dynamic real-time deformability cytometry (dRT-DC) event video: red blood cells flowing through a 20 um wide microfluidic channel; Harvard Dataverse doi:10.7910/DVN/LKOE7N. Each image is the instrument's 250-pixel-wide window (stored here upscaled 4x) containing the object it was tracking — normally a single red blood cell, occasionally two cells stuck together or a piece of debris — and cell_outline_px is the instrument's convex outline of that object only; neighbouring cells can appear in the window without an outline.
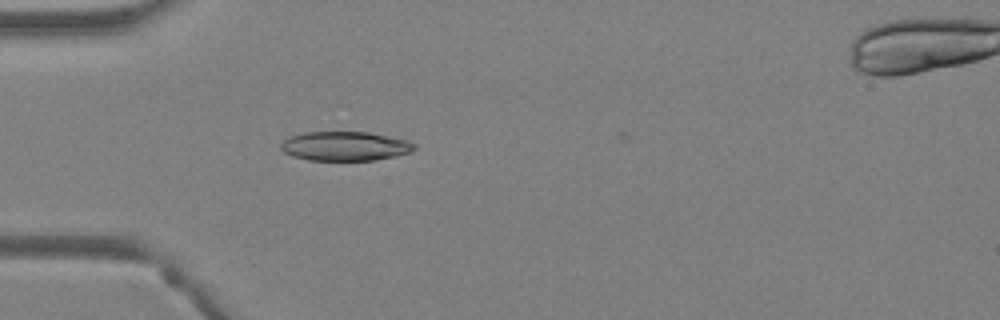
{"species": "Egyptian fruit bat (a non-hibernating species)", "species_latin": "Rousettus aegyptiacus", "temperature_condition": "warm", "stored_images_in_passage": 6, "camera_frame_rate_fps": 3000, "um_per_image_px": 0.085, "animal": {"sex": "female"}, "frame": {"image": 1, "passage_image": 2, "time_ms": 0.333, "image_size_px": [1000, 320], "cell_outline_px": [[416, 148], [412, 152], [396, 156], [376, 160], [308, 160], [292, 156], [284, 152], [280, 148], [280, 144], [288, 136], [304, 132], [368, 132], [408, 140], [416, 144]], "centroid_in_image_um": [29.33, 12.42], "position_along_channel_um": 55.7, "area_um2": 22.95}}